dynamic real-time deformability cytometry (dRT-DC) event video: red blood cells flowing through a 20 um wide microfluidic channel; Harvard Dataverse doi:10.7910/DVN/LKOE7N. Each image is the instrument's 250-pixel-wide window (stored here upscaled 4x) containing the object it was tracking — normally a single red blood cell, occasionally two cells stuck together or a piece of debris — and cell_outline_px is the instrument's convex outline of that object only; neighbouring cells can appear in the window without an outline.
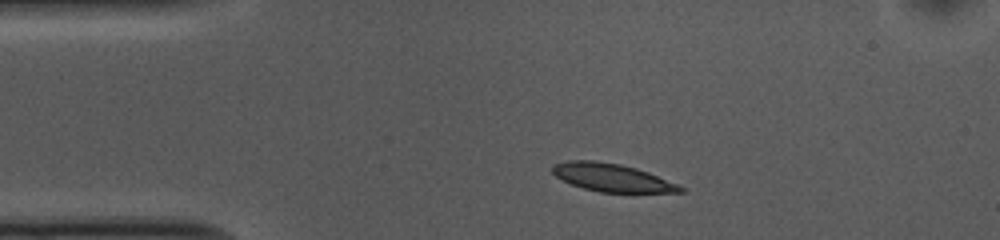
{"species": "common noctule bat (a hibernating species)", "species_latin": "Nyctalus noctula", "temperature_condition": "cold", "stored_images_in_passage": 42, "camera_frame_rate_fps": 3000, "um_per_image_px": 0.085, "animal": {"sex": "female", "body_mass_g": 10.0, "forearm_length_mm": 53.1}, "frame": {"image": 1, "passage_image": 1, "time_ms": 0.0, "image_size_px": [1000, 240], "cell_outline_px": [[684, 192], [600, 192], [584, 188], [572, 184], [556, 176], [552, 172], [552, 164], [568, 160], [596, 160], [620, 164], [636, 168], [648, 172], [676, 184], [684, 188]], "centroid_in_image_um": [51.97, 15.08], "position_along_channel_um": 33.0, "area_um2": 20.58}}
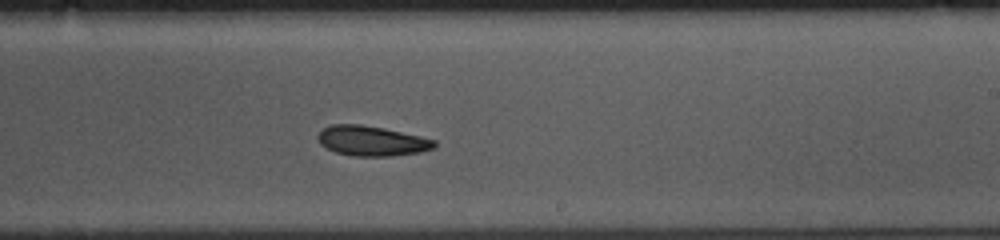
{"frame": {"image": 2, "passage_image": 22, "time_ms": 7.0, "image_size_px": [1000, 240], "cell_outline_px": [[436, 148], [420, 152], [392, 156], [352, 156], [336, 152], [320, 144], [316, 136], [324, 128], [332, 124], [360, 124], [384, 128], [420, 136], [436, 140]], "centroid_in_image_um": [31.61, 11.98], "position_along_channel_um": 257.4, "area_um2": 20.4}}
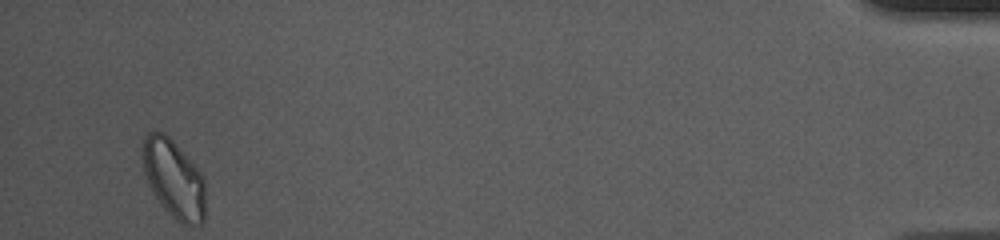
{"frame": {"image": 3, "passage_image": 42, "time_ms": 13.667, "image_size_px": [1000, 240], "cell_outline_px": [[204, 220], [200, 224], [180, 224], [160, 204], [152, 192], [148, 184], [144, 172], [144, 136], [148, 132], [164, 132], [172, 140], [204, 176]], "centroid_in_image_um": [14.78, 15.22], "position_along_channel_um": 420.4, "area_um2": 28.21}, "authors_computed_cell_mechanics": {"area_um2": 21.2415, "velocity_mm_per_s": 3.6838, "shape_relaxation_time_tau1_ms": 9.4393, "shape_relaxation_time_tau2_ms": null, "deformation_change_tau1": 0.1532, "deformation_change_tau2": null}}